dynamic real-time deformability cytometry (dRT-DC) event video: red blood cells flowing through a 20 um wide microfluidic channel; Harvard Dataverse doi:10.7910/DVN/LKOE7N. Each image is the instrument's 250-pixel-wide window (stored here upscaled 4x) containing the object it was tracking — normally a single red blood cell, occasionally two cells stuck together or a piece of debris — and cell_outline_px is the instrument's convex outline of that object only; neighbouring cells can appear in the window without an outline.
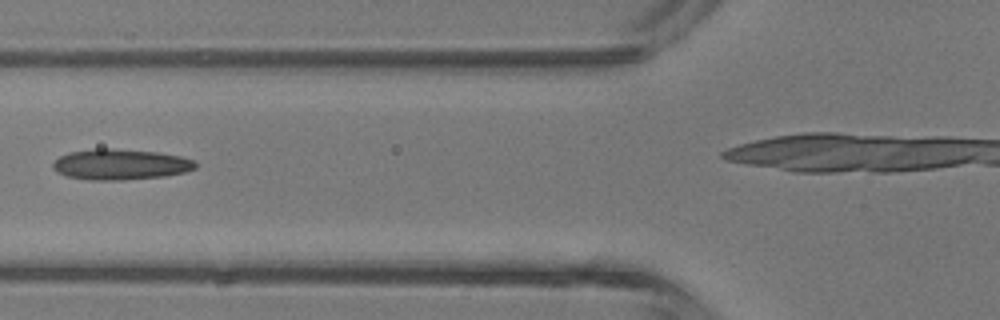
{"species": "common noctule bat (a hibernating species)", "species_latin": "Nyctalus noctula", "temperature_condition": "room temperature", "stored_images_in_passage": 5, "camera_frame_rate_fps": 3000, "um_per_image_px": 0.085, "animal": {"sex": "male", "body_mass_g": 13.3}, "frame": {"image": 1, "passage_image": 4, "time_ms": 3.333, "image_size_px": [1000, 320], "cell_outline_px": [[196, 168], [184, 172], [164, 176], [124, 180], [88, 180], [68, 176], [56, 172], [52, 168], [52, 164], [60, 156], [68, 152], [96, 148], [112, 148], [156, 152], [180, 156], [196, 160]], "centroid_in_image_um": [10.22, 13.97], "position_along_channel_um": 115.6, "area_um2": 25.61}}